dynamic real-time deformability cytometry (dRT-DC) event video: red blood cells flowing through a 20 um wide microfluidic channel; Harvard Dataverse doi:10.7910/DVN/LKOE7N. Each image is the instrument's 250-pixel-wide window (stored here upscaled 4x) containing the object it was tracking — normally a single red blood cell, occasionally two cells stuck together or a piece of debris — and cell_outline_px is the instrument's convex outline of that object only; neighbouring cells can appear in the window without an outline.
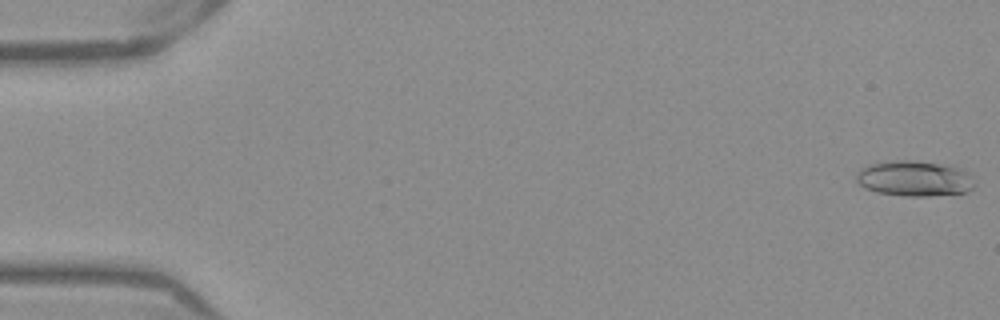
{"species": "Egyptian fruit bat (a non-hibernating species)", "species_latin": "Rousettus aegyptiacus", "temperature_condition": "warm", "stored_images_in_passage": 52, "camera_frame_rate_fps": 3000, "um_per_image_px": 0.085, "frame": {"image": 1, "passage_image": 1, "time_ms": 0.0, "image_size_px": [1000, 320], "cell_outline_px": [[972, 188], [964, 192], [928, 196], [904, 196], [876, 192], [864, 188], [856, 180], [856, 172], [860, 168], [868, 164], [896, 160], [908, 160], [940, 164], [960, 168], [968, 172], [972, 184]], "centroid_in_image_um": [77.64, 15.17], "position_along_channel_um": 7.4, "area_um2": 24.22}}
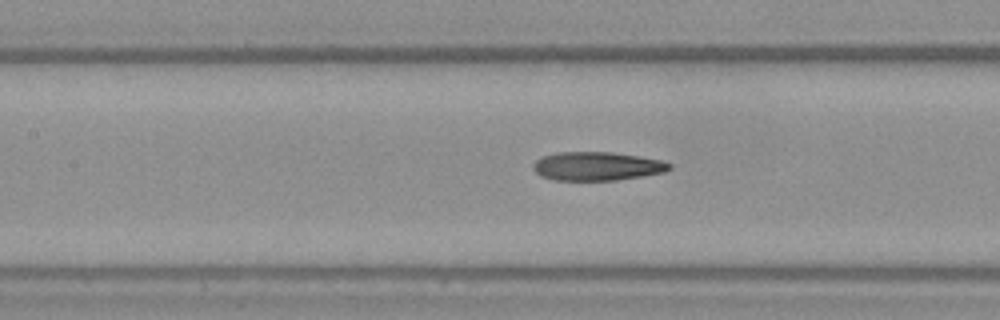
{"frame": {"image": 2, "passage_image": 24, "time_ms": 7.667, "image_size_px": [1000, 320], "cell_outline_px": [[672, 168], [664, 172], [644, 176], [616, 180], [552, 180], [540, 176], [532, 168], [532, 164], [536, 160], [544, 156], [556, 152], [612, 152], [640, 156], [660, 160], [672, 164]], "centroid_in_image_um": [50.74, 14.13], "position_along_channel_um": 156.7, "area_um2": 22.89}}
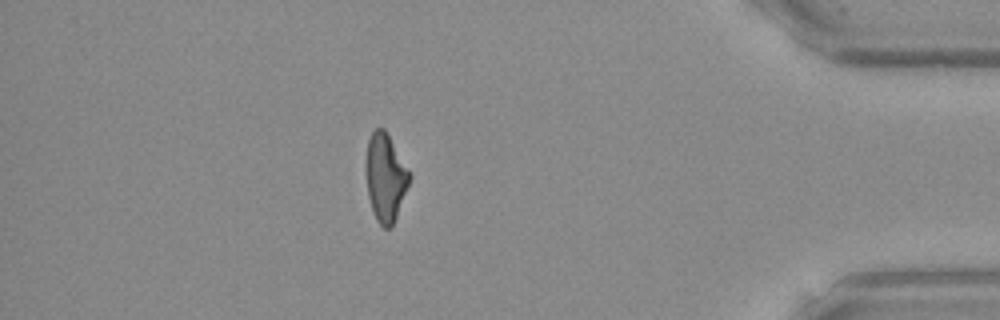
{"frame": {"image": 3, "passage_image": 46, "time_ms": 15.0, "image_size_px": [1000, 320], "cell_outline_px": [[412, 176], [392, 228], [384, 228], [376, 220], [372, 212], [368, 196], [364, 168], [364, 164], [368, 140], [372, 132], [376, 128], [384, 128]], "centroid_in_image_um": [32.73, 15.11], "position_along_channel_um": 402.5, "area_um2": 22.48}, "authors_computed_cell_mechanics": {"area_um2": 23.0044, "velocity_mm_per_s": 3.926, "shape_relaxation_time_tau1_ms": null, "shape_relaxation_time_tau2_ms": 4.177, "deformation_change_tau1": null, "deformation_change_tau2": 0.1632}}